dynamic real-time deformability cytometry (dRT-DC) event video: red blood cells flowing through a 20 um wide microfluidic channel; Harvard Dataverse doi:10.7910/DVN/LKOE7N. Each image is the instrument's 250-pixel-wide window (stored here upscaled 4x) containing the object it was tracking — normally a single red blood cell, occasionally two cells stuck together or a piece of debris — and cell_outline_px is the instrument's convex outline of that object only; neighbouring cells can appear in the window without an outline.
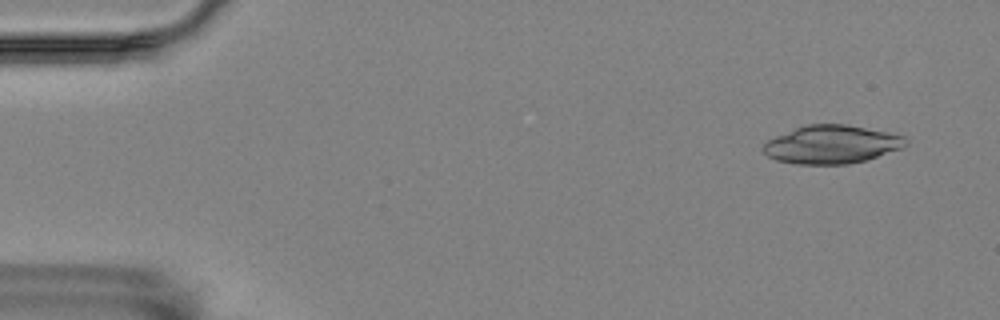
{"species": "Egyptian fruit bat (a non-hibernating species)", "species_latin": "Rousettus aegyptiacus", "temperature_condition": "room temperature", "stored_images_in_passage": 48, "camera_frame_rate_fps": 3000, "um_per_image_px": 0.085, "animal": {"sex": "female"}, "frame": {"image": 1, "passage_image": 3, "time_ms": 0.667, "image_size_px": [1000, 320], "cell_outline_px": [[908, 144], [904, 148], [864, 160], [848, 164], [796, 164], [776, 160], [768, 156], [760, 148], [768, 140], [776, 136], [796, 128], [808, 124], [848, 124], [904, 136], [908, 140]], "centroid_in_image_um": [70.69, 12.28], "position_along_channel_um": 14.3, "area_um2": 31.67}}
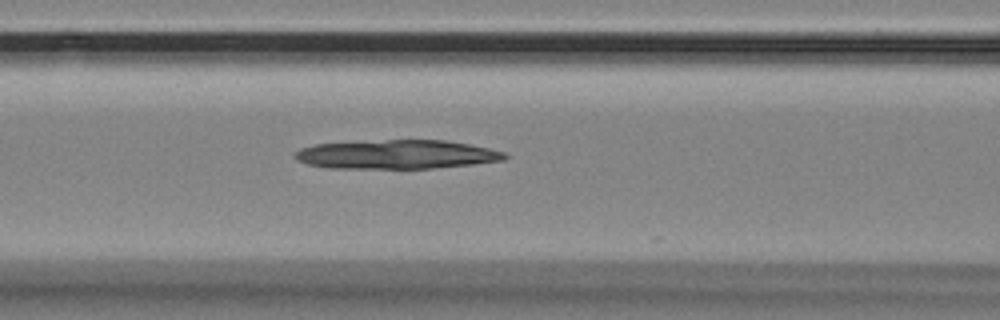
{"frame": {"image": 2, "passage_image": 22, "time_ms": 7.0, "image_size_px": [1000, 320], "cell_outline_px": [[508, 156], [504, 160], [472, 164], [432, 168], [328, 168], [308, 164], [292, 156], [300, 148], [316, 144], [384, 140], [444, 140], [468, 144], [488, 148], [504, 152]], "centroid_in_image_um": [33.72, 13.13], "position_along_channel_um": 132.9, "area_um2": 35.08}}
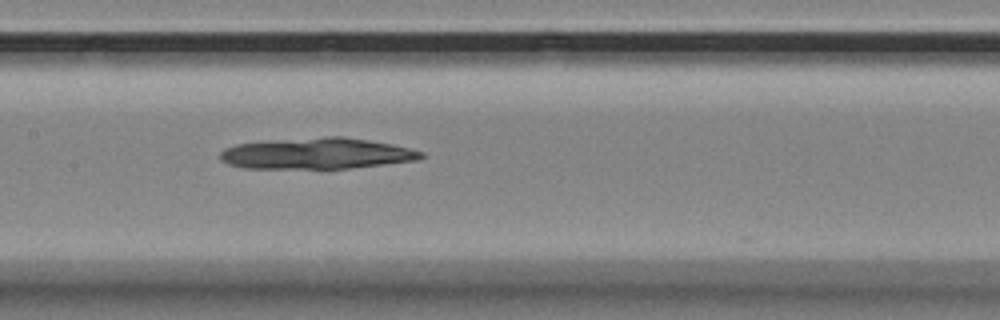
{"frame": {"image": 3, "passage_image": 26, "time_ms": 8.333, "image_size_px": [1000, 320], "cell_outline_px": [[424, 156], [420, 160], [348, 168], [244, 168], [228, 164], [220, 160], [220, 152], [224, 148], [236, 144], [272, 140], [328, 136], [344, 136], [392, 144], [424, 152]], "centroid_in_image_um": [26.92, 13.04], "position_along_channel_um": 180.5, "area_um2": 36.41}}